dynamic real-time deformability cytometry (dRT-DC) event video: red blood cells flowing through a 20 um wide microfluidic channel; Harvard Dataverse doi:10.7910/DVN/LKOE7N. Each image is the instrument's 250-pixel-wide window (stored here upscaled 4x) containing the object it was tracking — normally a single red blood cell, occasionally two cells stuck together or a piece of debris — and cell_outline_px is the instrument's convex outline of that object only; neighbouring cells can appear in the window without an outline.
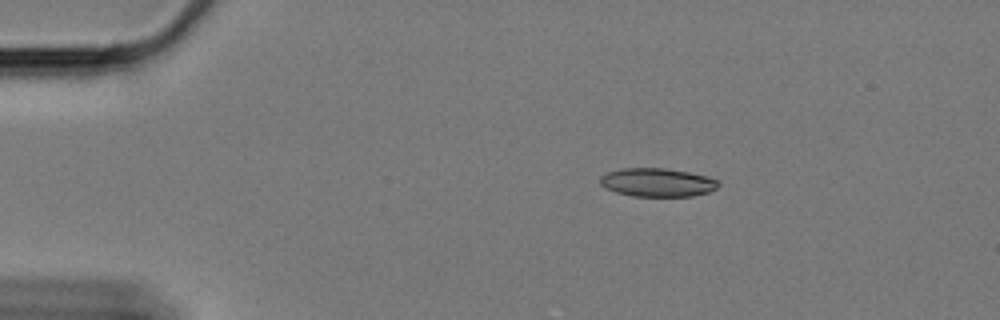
{"species": "Egyptian fruit bat (a non-hibernating species)", "species_latin": "Rousettus aegyptiacus", "temperature_condition": "cold", "stored_images_in_passage": 52, "camera_frame_rate_fps": 3000, "um_per_image_px": 0.085, "animal": {"sex": "female"}, "frame": {"image": 1, "passage_image": 1, "time_ms": 0.0, "image_size_px": [1000, 320], "cell_outline_px": [[720, 184], [716, 188], [708, 192], [692, 196], [632, 196], [616, 192], [604, 188], [600, 184], [600, 176], [608, 172], [620, 168], [664, 168], [688, 172], [708, 176], [720, 180]], "centroid_in_image_um": [55.87, 15.5], "position_along_channel_um": 29.1, "area_um2": 19.77}}
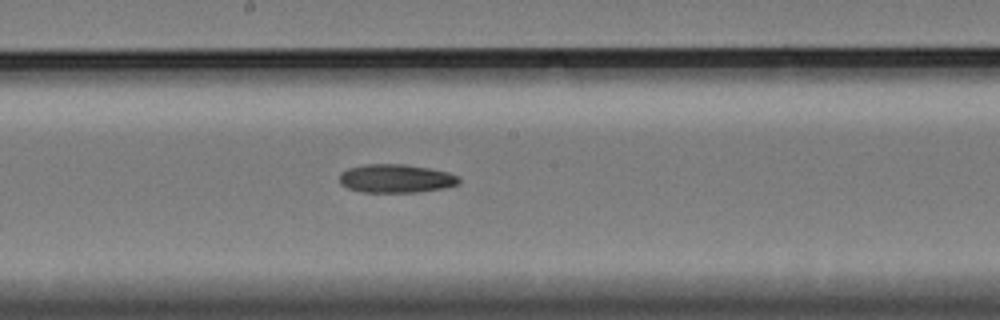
{"frame": {"image": 2, "passage_image": 24, "time_ms": 7.667, "image_size_px": [1000, 320], "cell_outline_px": [[460, 184], [444, 188], [420, 192], [360, 192], [348, 188], [340, 184], [340, 172], [348, 168], [364, 164], [404, 164], [428, 168], [448, 172], [460, 176]], "centroid_in_image_um": [33.67, 15.17], "position_along_channel_um": 214.5, "area_um2": 20.06}}
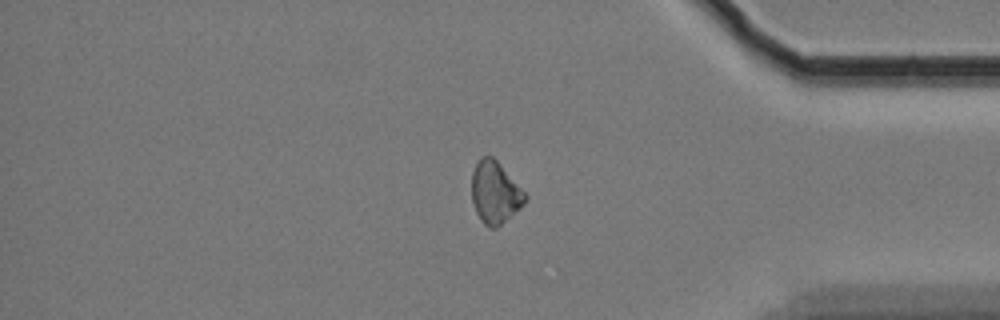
{"frame": {"image": 3, "passage_image": 42, "time_ms": 13.667, "image_size_px": [1000, 320], "cell_outline_px": [[528, 196], [524, 204], [520, 208], [496, 228], [488, 228], [480, 220], [476, 212], [472, 200], [472, 172], [480, 156], [492, 156], [496, 160]], "centroid_in_image_um": [42.06, 16.38], "position_along_channel_um": 393.1, "area_um2": 19.13}}